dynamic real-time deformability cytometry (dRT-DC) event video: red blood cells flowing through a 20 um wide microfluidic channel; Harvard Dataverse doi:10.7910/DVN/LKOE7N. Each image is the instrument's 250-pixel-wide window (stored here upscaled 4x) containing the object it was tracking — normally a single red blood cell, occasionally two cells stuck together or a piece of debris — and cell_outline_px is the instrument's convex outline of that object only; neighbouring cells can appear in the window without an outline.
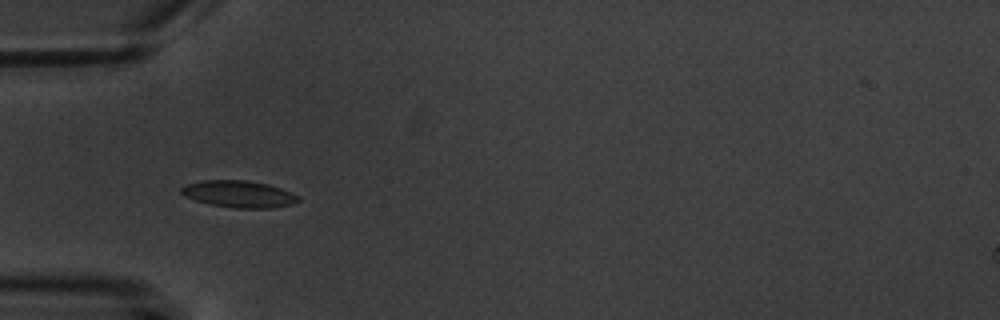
{"species": "common noctule bat (a hibernating species)", "species_latin": "Nyctalus noctula", "temperature_condition": "warm", "stored_images_in_passage": 8, "camera_frame_rate_fps": 3000, "um_per_image_px": 0.085, "animal": {"sex": "male", "body_mass_g": 20.1, "forearm_length_mm": 53.5}, "frame": {"image": 1, "passage_image": 7, "time_ms": 7.0, "image_size_px": [1000, 320], "cell_outline_px": [[300, 200], [292, 204], [272, 208], [232, 208], [208, 204], [184, 196], [180, 192], [180, 188], [184, 184], [200, 180], [244, 180], [268, 184], [292, 192], [300, 196]], "centroid_in_image_um": [20.28, 16.49], "position_along_channel_um": 64.7, "area_um2": 18.55}}